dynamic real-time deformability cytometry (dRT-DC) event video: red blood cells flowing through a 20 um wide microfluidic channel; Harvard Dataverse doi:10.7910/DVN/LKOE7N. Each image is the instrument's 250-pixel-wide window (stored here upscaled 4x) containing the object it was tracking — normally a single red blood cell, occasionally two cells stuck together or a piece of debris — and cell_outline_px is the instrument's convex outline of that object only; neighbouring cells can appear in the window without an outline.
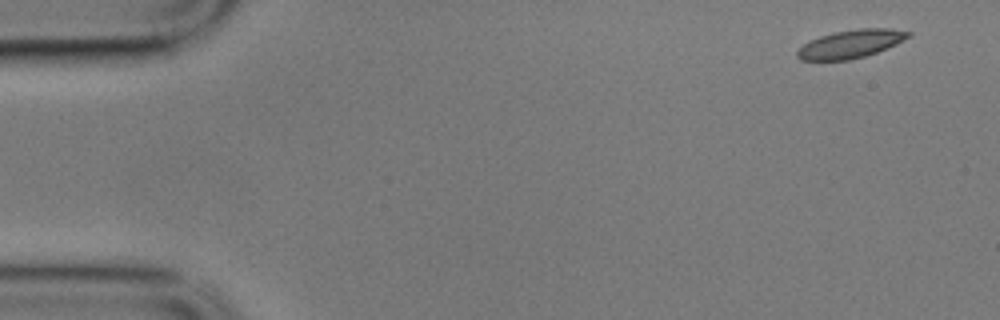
{"species": "common noctule bat (a hibernating species)", "species_latin": "Nyctalus noctula", "temperature_condition": "cold", "stored_images_in_passage": 5, "camera_frame_rate_fps": 3000, "um_per_image_px": 0.085, "animal": {"sex": "male", "body_mass_g": 17.9}, "frame": {"image": 1, "passage_image": 1, "time_ms": 0.0, "image_size_px": [1000, 320], "cell_outline_px": [[912, 36], [896, 44], [876, 52], [864, 56], [848, 60], [800, 60], [796, 56], [796, 52], [804, 44], [820, 36], [832, 32], [860, 28], [892, 28], [912, 32]], "centroid_in_image_um": [72.34, 3.72], "position_along_channel_um": 12.7, "area_um2": 18.21}}
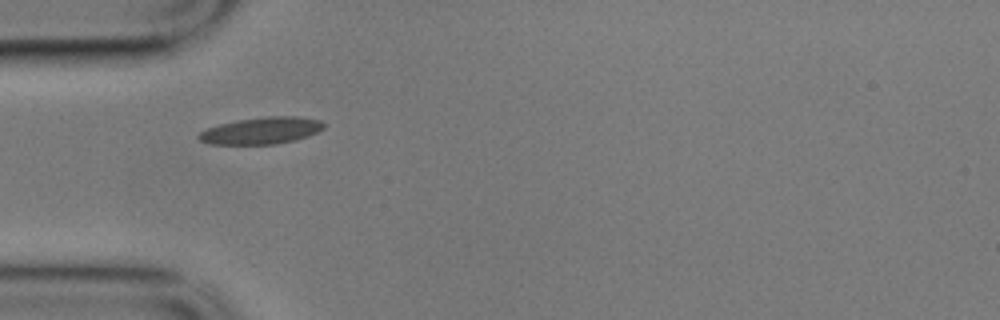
{"frame": {"image": 2, "passage_image": 4, "time_ms": 1.0, "image_size_px": [1000, 320], "cell_outline_px": [[324, 128], [308, 136], [296, 140], [276, 144], [208, 144], [200, 140], [196, 136], [200, 132], [208, 128], [220, 124], [236, 120], [268, 116], [296, 116], [320, 120], [324, 124]], "centroid_in_image_um": [22.21, 11.1], "position_along_channel_um": 62.8, "area_um2": 19.54}}
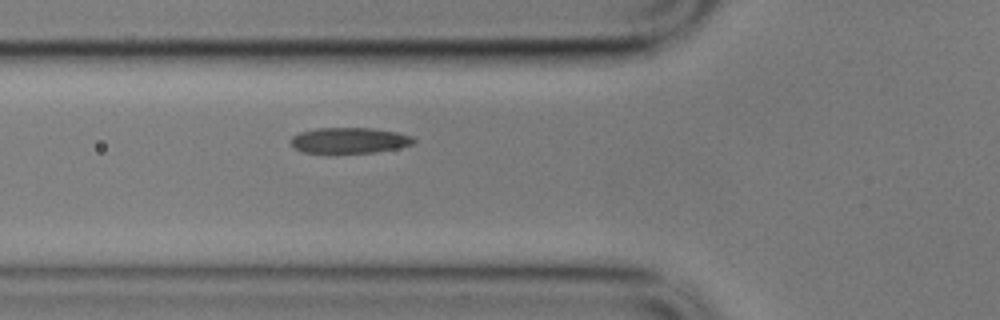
{"frame": {"image": 3, "passage_image": 5, "time_ms": 1.333, "image_size_px": [1000, 320], "cell_outline_px": [[416, 140], [412, 144], [396, 148], [372, 152], [300, 152], [292, 144], [292, 136], [300, 132], [316, 128], [372, 128], [396, 132], [412, 136]], "centroid_in_image_um": [29.7, 11.92], "position_along_channel_um": 96.1, "area_um2": 18.03}}